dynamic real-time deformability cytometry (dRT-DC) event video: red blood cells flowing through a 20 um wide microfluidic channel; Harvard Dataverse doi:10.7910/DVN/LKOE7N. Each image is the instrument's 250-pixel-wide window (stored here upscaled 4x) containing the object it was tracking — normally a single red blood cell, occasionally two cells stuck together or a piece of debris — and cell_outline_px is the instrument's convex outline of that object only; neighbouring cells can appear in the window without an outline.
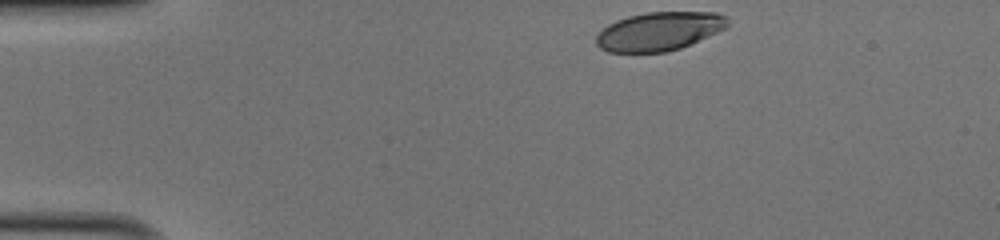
{"species": "human", "species_latin": "Homo sapiens", "temperature_condition": "cold", "stored_images_in_passage": 33, "camera_frame_rate_fps": 3000, "um_per_image_px": 0.085, "donor": {"sex": "male"}, "frame": {"image": 1, "passage_image": 1, "time_ms": 0.0, "image_size_px": [1000, 240], "cell_outline_px": [[728, 24], [724, 28], [708, 36], [680, 48], [668, 52], [608, 52], [600, 48], [596, 44], [596, 36], [608, 24], [616, 20], [628, 16], [648, 12], [716, 12], [728, 16]], "centroid_in_image_um": [56.02, 2.65], "position_along_channel_um": 29.0, "area_um2": 29.48}}
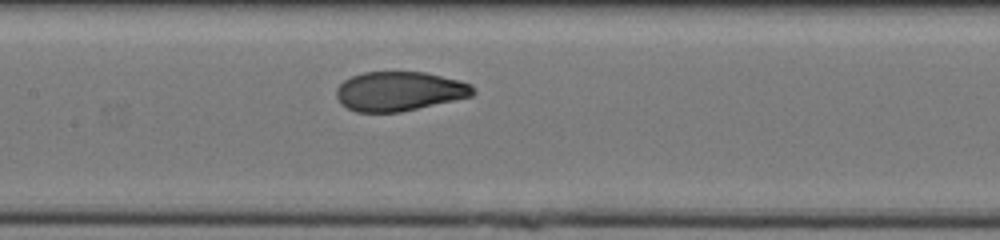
{"frame": {"image": 2, "passage_image": 17, "time_ms": 5.333, "image_size_px": [1000, 240], "cell_outline_px": [[476, 92], [472, 96], [400, 112], [356, 112], [340, 104], [336, 96], [336, 88], [344, 80], [352, 76], [364, 72], [424, 72], [460, 80], [472, 84]], "centroid_in_image_um": [33.94, 7.75], "position_along_channel_um": 173.5, "area_um2": 31.39}}
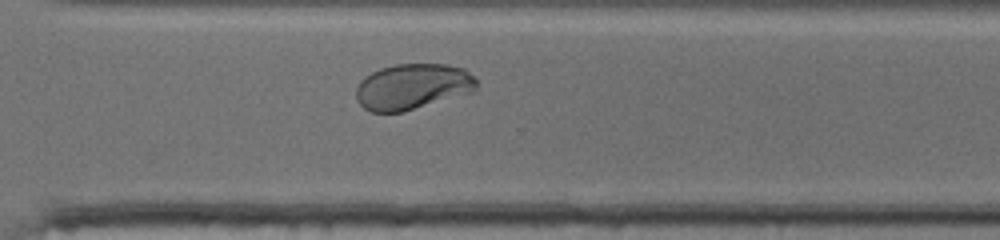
{"frame": {"image": 3, "passage_image": 29, "time_ms": 9.333, "image_size_px": [1000, 240], "cell_outline_px": [[476, 88], [472, 92], [404, 112], [372, 112], [364, 108], [356, 100], [356, 88], [360, 80], [364, 76], [380, 68], [396, 64], [444, 64], [464, 68], [476, 80]], "centroid_in_image_um": [35.03, 7.36], "position_along_channel_um": 335.6, "area_um2": 32.19}, "authors_computed_cell_mechanics": {"area_um2": 32.1368, "velocity_mm_per_s": 4.0508, "shape_relaxation_time_tau1_ms": 4.8656, "shape_relaxation_time_tau2_ms": null, "deformation_change_tau1": 0.1808, "deformation_change_tau2": null}}